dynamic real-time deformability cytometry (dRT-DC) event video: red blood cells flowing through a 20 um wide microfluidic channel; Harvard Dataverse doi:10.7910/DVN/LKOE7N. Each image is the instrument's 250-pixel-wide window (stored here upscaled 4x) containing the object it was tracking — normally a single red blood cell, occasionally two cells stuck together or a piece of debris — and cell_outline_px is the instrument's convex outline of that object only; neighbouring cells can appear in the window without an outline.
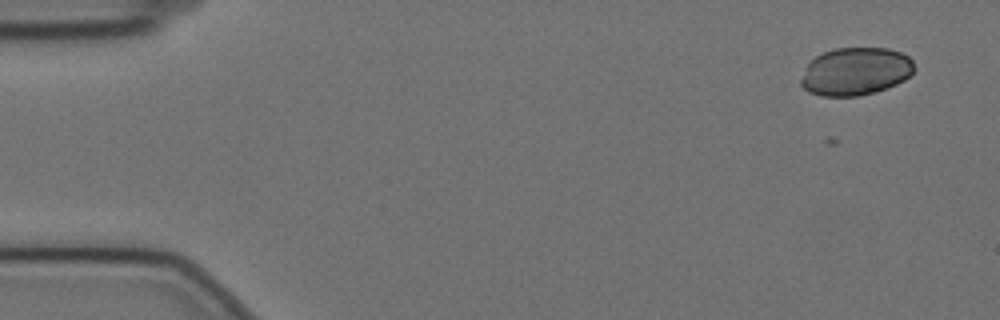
{"species": "Egyptian fruit bat (a non-hibernating species)", "species_latin": "Rousettus aegyptiacus", "temperature_condition": "cold", "stored_images_in_passage": 3, "camera_frame_rate_fps": 3000, "um_per_image_px": 0.085, "animal": {"sex": "female"}, "frame": {"image": 1, "passage_image": 3, "time_ms": 0.667, "image_size_px": [1000, 320], "cell_outline_px": [[916, 68], [904, 80], [896, 84], [876, 92], [856, 96], [820, 96], [808, 92], [800, 84], [800, 80], [808, 64], [816, 56], [824, 52], [836, 48], [888, 48], [900, 52], [908, 56], [912, 60]], "centroid_in_image_um": [72.72, 6.07], "position_along_channel_um": 12.3, "area_um2": 31.56}}